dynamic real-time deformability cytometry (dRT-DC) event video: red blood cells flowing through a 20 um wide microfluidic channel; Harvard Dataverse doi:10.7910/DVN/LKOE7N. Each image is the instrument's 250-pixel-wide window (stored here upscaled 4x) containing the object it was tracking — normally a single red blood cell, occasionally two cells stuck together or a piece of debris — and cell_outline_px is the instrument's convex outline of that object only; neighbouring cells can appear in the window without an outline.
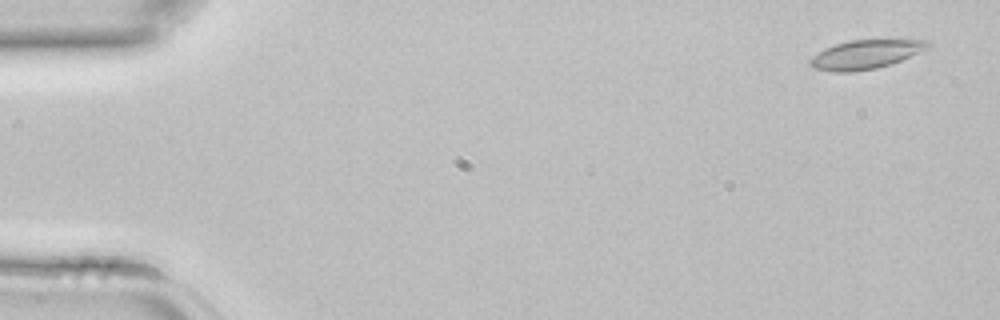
{"species": "common noctule bat (a hibernating species)", "species_latin": "Nyctalus noctula", "temperature_condition": "room temperature", "stored_images_in_passage": 3, "camera_frame_rate_fps": 3000, "um_per_image_px": 0.085, "animal": {"sex": "female", "body_mass_g": 22.7, "forearm_length_mm": 54.2}, "frame": {"image": 1, "passage_image": 1, "time_ms": 0.0, "image_size_px": [1000, 320], "cell_outline_px": [[928, 48], [892, 64], [876, 68], [852, 72], [832, 72], [812, 68], [808, 64], [808, 60], [812, 56], [824, 48], [836, 44], [852, 40], [924, 40], [928, 44]], "centroid_in_image_um": [73.48, 4.65], "position_along_channel_um": 11.5, "area_um2": 19.71}}
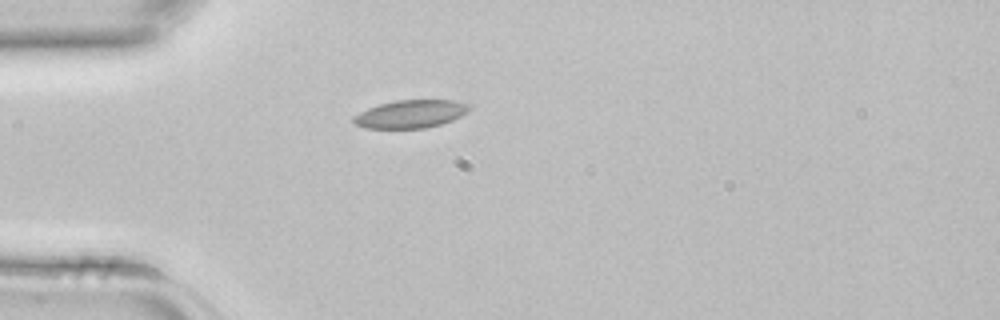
{"frame": {"image": 2, "passage_image": 3, "time_ms": 0.667, "image_size_px": [1000, 320], "cell_outline_px": [[468, 112], [452, 120], [440, 124], [424, 128], [364, 128], [356, 124], [352, 120], [352, 116], [368, 108], [380, 104], [396, 100], [452, 100], [468, 104]], "centroid_in_image_um": [34.87, 9.69], "position_along_channel_um": 50.1, "area_um2": 18.67}}